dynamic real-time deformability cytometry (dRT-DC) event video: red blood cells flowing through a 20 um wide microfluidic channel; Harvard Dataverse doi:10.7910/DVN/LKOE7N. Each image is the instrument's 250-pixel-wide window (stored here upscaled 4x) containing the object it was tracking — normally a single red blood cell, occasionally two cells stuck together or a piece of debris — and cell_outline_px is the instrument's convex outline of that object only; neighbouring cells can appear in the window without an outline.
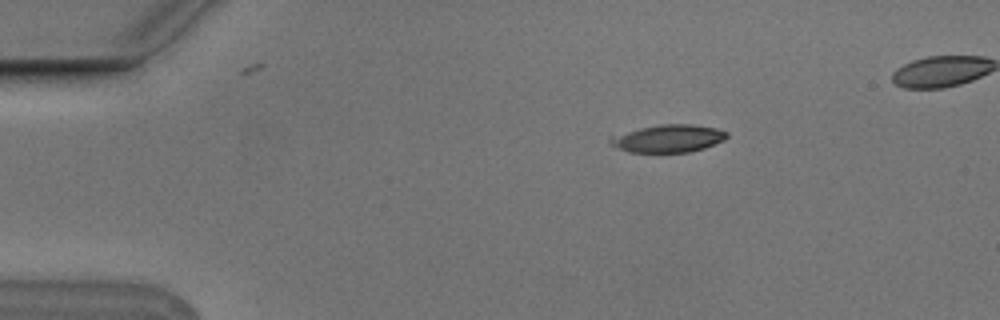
{"species": "Egyptian fruit bat (a non-hibernating species)", "species_latin": "Rousettus aegyptiacus", "temperature_condition": "cold", "stored_images_in_passage": 5, "camera_frame_rate_fps": 3000, "um_per_image_px": 0.085, "animal": {"sex": "male"}, "frame": {"image": 1, "passage_image": 2, "time_ms": 0.333, "image_size_px": [1000, 320], "cell_outline_px": [[728, 136], [724, 140], [704, 148], [688, 152], [628, 152], [608, 144], [608, 136], [640, 128], [660, 124], [692, 124], [716, 128], [728, 132]], "centroid_in_image_um": [56.76, 11.77], "position_along_channel_um": 28.2, "area_um2": 18.9}}